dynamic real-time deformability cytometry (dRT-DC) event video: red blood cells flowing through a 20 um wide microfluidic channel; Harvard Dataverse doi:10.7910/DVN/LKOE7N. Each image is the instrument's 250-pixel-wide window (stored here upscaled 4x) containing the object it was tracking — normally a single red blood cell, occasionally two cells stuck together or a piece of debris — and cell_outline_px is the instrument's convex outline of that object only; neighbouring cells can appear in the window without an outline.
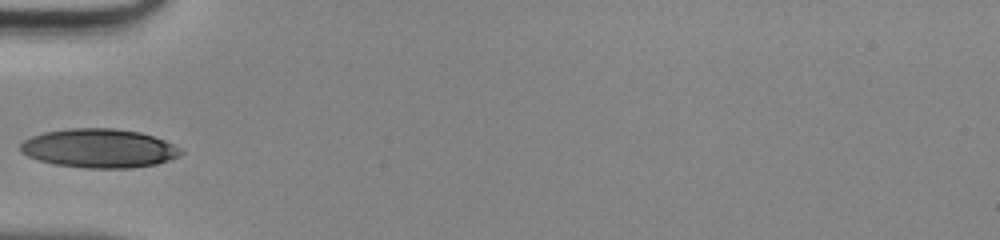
{"species": "human", "species_latin": "Homo sapiens", "temperature_condition": "room temperature", "stored_images_in_passage": 25, "camera_frame_rate_fps": 3000, "um_per_image_px": 0.085, "donor": {"sex": "male"}, "frame": {"image": 1, "passage_image": 1, "time_ms": 0.0, "image_size_px": [1000, 240], "cell_outline_px": [[184, 152], [180, 156], [156, 164], [132, 168], [84, 168], [56, 164], [40, 160], [28, 156], [20, 152], [20, 144], [24, 140], [32, 136], [44, 132], [68, 128], [116, 128], [140, 132], [164, 140], [180, 148]], "centroid_in_image_um": [8.42, 12.6], "position_along_channel_um": 76.6, "area_um2": 36.41}}
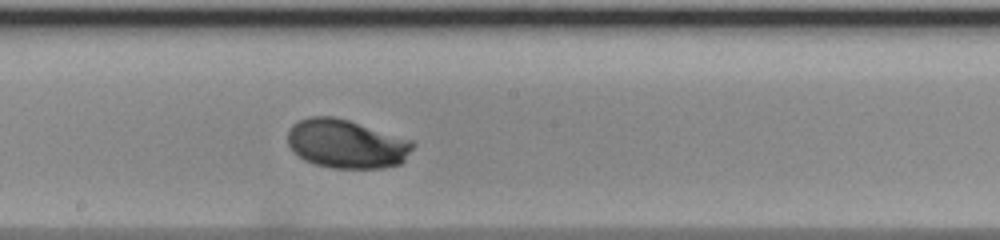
{"frame": {"image": 2, "passage_image": 11, "time_ms": 3.333, "image_size_px": [1000, 240], "cell_outline_px": [[416, 144], [404, 160], [400, 164], [380, 168], [332, 168], [316, 164], [304, 160], [288, 144], [288, 132], [292, 124], [308, 116], [332, 116], [348, 120], [416, 140]], "centroid_in_image_um": [29.49, 12.22], "position_along_channel_um": 218.7, "area_um2": 35.72}}
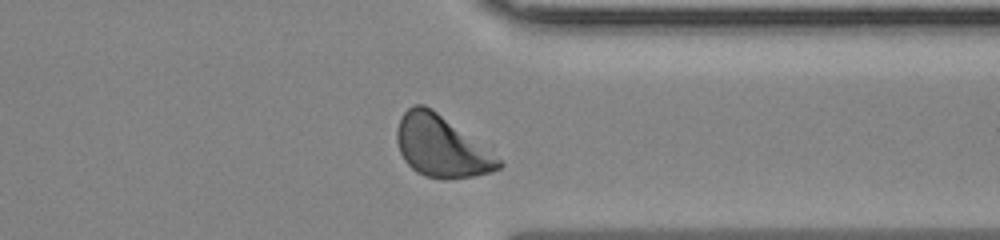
{"frame": {"image": 3, "passage_image": 22, "time_ms": 7.0, "image_size_px": [1000, 240], "cell_outline_px": [[504, 164], [500, 168], [492, 172], [472, 176], [424, 176], [416, 172], [404, 160], [400, 152], [396, 140], [396, 128], [400, 116], [408, 108], [416, 104], [424, 104], [432, 108], [500, 160]], "centroid_in_image_um": [37.43, 12.4], "position_along_channel_um": 374.0, "area_um2": 35.2}}